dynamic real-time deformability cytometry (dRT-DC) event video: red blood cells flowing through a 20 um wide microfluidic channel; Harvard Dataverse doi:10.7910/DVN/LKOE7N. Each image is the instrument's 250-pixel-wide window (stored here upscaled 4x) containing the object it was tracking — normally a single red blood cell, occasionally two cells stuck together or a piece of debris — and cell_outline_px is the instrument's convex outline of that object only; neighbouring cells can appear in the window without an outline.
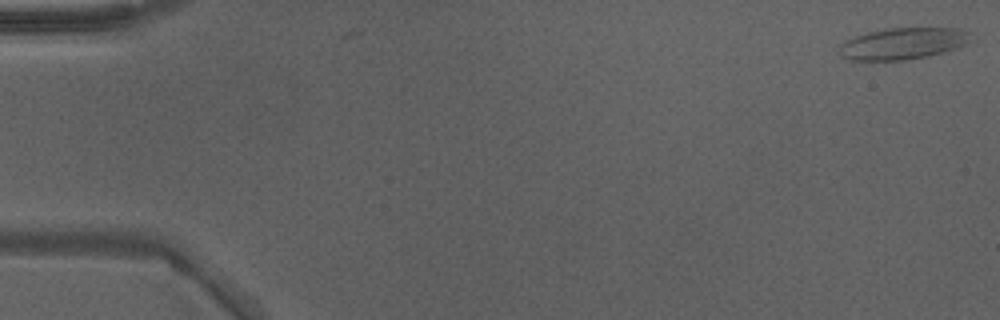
{"species": "Egyptian fruit bat (a non-hibernating species)", "species_latin": "Rousettus aegyptiacus", "temperature_condition": "warm", "stored_images_in_passage": 2, "camera_frame_rate_fps": 3000, "um_per_image_px": 0.085, "animal": {"sex": "male"}, "frame": {"image": 1, "passage_image": 2, "time_ms": 0.333, "image_size_px": [1000, 320], "cell_outline_px": [[968, 40], [964, 44], [940, 52], [924, 56], [904, 60], [852, 60], [840, 56], [840, 44], [844, 40], [868, 32], [884, 28], [956, 28], [968, 32]], "centroid_in_image_um": [76.63, 3.69], "position_along_channel_um": 8.4, "area_um2": 23.64}}